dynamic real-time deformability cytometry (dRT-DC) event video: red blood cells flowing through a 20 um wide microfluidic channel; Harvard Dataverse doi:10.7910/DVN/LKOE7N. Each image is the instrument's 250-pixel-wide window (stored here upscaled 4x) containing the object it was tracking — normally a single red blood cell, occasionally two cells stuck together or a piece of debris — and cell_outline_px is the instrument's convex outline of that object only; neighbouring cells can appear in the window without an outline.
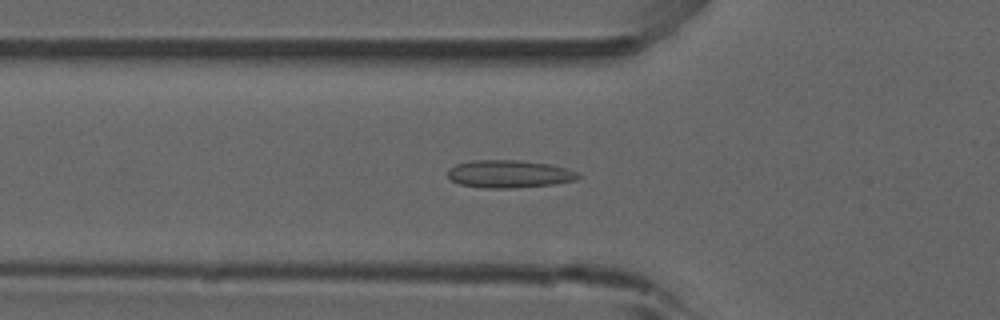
{"species": "common noctule bat (a hibernating species)", "species_latin": "Nyctalus noctula", "temperature_condition": "room temperature", "stored_images_in_passage": 25, "camera_frame_rate_fps": 3000, "um_per_image_px": 0.085, "animal": {"sex": "male", "forearm_length_mm": 52.5}, "frame": {"image": 1, "passage_image": 13, "time_ms": 4.0, "image_size_px": [1000, 320], "cell_outline_px": [[580, 176], [576, 180], [556, 184], [512, 188], [484, 188], [460, 184], [452, 180], [448, 176], [448, 168], [456, 164], [472, 160], [520, 160], [548, 164], [580, 172]], "centroid_in_image_um": [43.28, 14.79], "position_along_channel_um": 82.5, "area_um2": 21.1}}
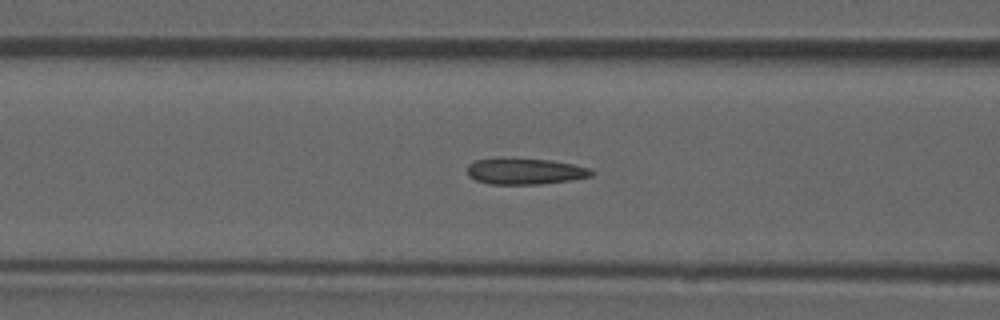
{"frame": {"image": 2, "passage_image": 16, "time_ms": 5.0, "image_size_px": [1000, 320], "cell_outline_px": [[596, 172], [592, 176], [572, 180], [540, 184], [492, 184], [476, 180], [468, 176], [468, 164], [476, 160], [496, 156], [500, 156], [552, 160], [592, 168]], "centroid_in_image_um": [44.63, 14.53], "position_along_channel_um": 122.0, "area_um2": 19.59}}